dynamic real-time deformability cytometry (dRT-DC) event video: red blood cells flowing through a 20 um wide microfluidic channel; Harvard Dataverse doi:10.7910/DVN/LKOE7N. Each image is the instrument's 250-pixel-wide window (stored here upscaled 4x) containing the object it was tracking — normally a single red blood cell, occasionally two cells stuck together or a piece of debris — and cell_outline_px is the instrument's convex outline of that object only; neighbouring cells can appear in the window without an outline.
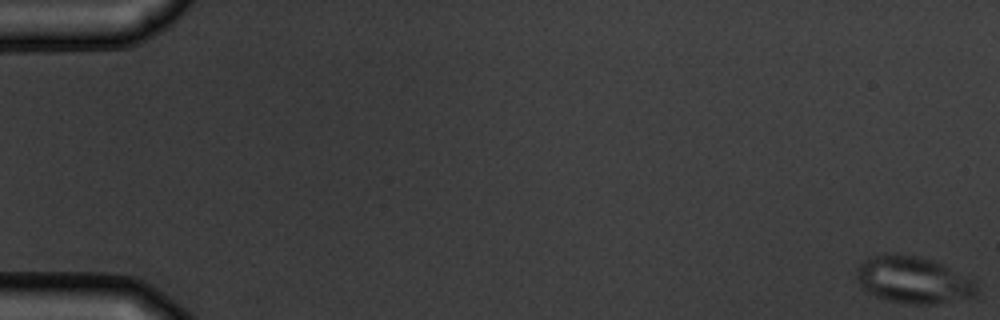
{"species": "common noctule bat (a hibernating species)", "species_latin": "Nyctalus noctula", "temperature_condition": "warm", "stored_images_in_passage": 7, "camera_frame_rate_fps": 3000, "um_per_image_px": 0.085, "animal": {"sex": "male", "body_mass_g": 19.5, "forearm_length_mm": 54.6}, "frame": {"image": 1, "passage_image": 1, "time_ms": 0.0, "image_size_px": [1000, 320], "cell_outline_px": [[976, 292], [972, 296], [936, 304], [912, 304], [888, 300], [876, 296], [868, 292], [860, 284], [856, 276], [856, 268], [864, 260], [872, 256], [884, 252], [896, 252], [916, 256], [932, 260], [972, 280], [976, 284]], "centroid_in_image_um": [77.54, 23.77], "position_along_channel_um": 7.5, "area_um2": 32.43}}